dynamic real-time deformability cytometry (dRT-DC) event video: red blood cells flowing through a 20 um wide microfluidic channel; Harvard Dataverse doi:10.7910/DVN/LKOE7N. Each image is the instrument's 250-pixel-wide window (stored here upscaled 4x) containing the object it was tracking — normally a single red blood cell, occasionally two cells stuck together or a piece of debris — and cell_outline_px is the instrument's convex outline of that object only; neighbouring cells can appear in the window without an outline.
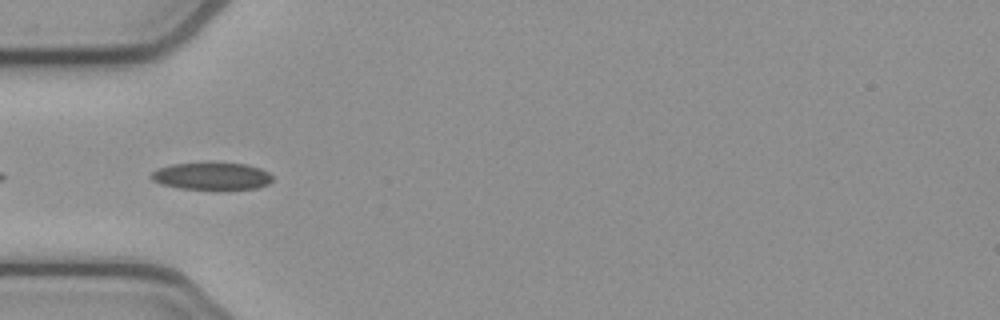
{"species": "common noctule bat (a hibernating species)", "species_latin": "Nyctalus noctula", "temperature_condition": "cold", "stored_images_in_passage": 7, "camera_frame_rate_fps": 3000, "um_per_image_px": 0.085, "animal": {"sex": "female", "body_mass_g": 21.9}, "frame": {"image": 1, "passage_image": 2, "time_ms": 0.333, "image_size_px": [1000, 320], "cell_outline_px": [[272, 180], [268, 184], [256, 188], [216, 192], [180, 188], [160, 184], [152, 180], [148, 176], [156, 168], [172, 164], [208, 160], [212, 160], [248, 164], [260, 168], [268, 172], [272, 176]], "centroid_in_image_um": [17.98, 14.96], "position_along_channel_um": 67.0, "area_um2": 20.98}}